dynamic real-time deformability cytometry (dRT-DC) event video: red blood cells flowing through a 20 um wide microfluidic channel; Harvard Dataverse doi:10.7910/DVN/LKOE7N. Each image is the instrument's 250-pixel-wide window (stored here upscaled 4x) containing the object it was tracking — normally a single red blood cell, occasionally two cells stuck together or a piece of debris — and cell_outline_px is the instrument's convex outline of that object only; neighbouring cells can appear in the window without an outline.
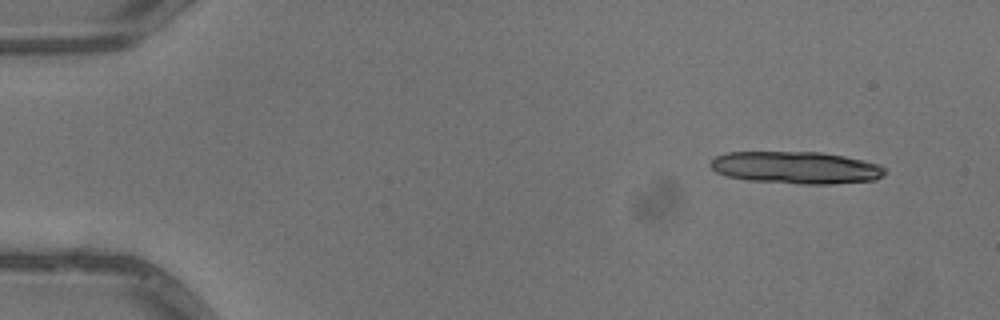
{"species": "common noctule bat (a hibernating species)", "species_latin": "Nyctalus noctula", "temperature_condition": "warm", "stored_images_in_passage": 4, "camera_frame_rate_fps": 3000, "um_per_image_px": 0.085, "animal": {"sex": "male", "body_mass_g": 13.3}, "frame": {"image": 1, "passage_image": 1, "time_ms": 0.0, "image_size_px": [1000, 320], "cell_outline_px": [[888, 172], [884, 176], [876, 180], [832, 184], [800, 184], [748, 180], [728, 176], [716, 172], [708, 164], [716, 156], [728, 152], [820, 152], [844, 156], [876, 164], [884, 168]], "centroid_in_image_um": [67.67, 14.25], "position_along_channel_um": 17.3, "area_um2": 32.77}}